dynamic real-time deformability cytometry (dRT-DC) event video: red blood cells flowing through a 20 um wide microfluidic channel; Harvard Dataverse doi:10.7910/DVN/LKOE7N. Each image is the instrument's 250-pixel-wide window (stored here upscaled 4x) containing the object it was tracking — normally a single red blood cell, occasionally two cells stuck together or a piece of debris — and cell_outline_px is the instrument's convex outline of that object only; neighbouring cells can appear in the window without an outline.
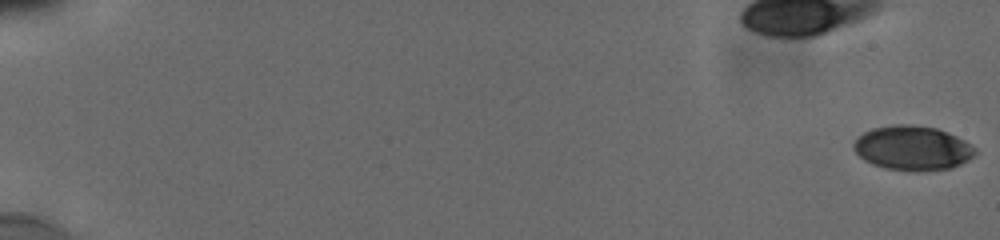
{"species": "human", "species_latin": "Homo sapiens", "temperature_condition": "cold", "stored_images_in_passage": 33, "camera_frame_rate_fps": 3000, "um_per_image_px": 0.085, "donor": {"sex": "male"}, "frame": {"image": 1, "passage_image": 1, "time_ms": 0.0, "image_size_px": [1000, 240], "cell_outline_px": [[976, 152], [968, 160], [952, 168], [884, 168], [872, 164], [864, 160], [852, 148], [852, 144], [864, 132], [872, 128], [896, 124], [908, 124], [936, 128], [956, 136], [964, 140], [976, 148]], "centroid_in_image_um": [77.54, 12.54], "position_along_channel_um": 7.5, "area_um2": 30.52}}
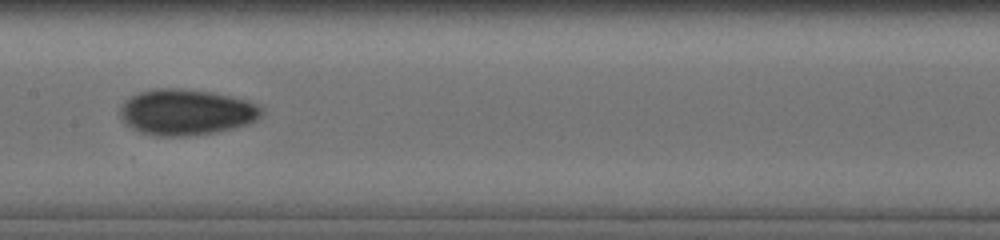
{"frame": {"image": 2, "passage_image": 14, "time_ms": 10.333, "image_size_px": [1000, 240], "cell_outline_px": [[264, 112], [256, 120], [248, 124], [236, 128], [216, 132], [188, 136], [156, 136], [140, 132], [124, 124], [120, 116], [120, 104], [124, 100], [140, 92], [156, 88], [180, 88], [212, 92], [248, 100], [260, 104]], "centroid_in_image_um": [15.84, 9.53], "position_along_channel_um": 191.6, "area_um2": 38.32}}
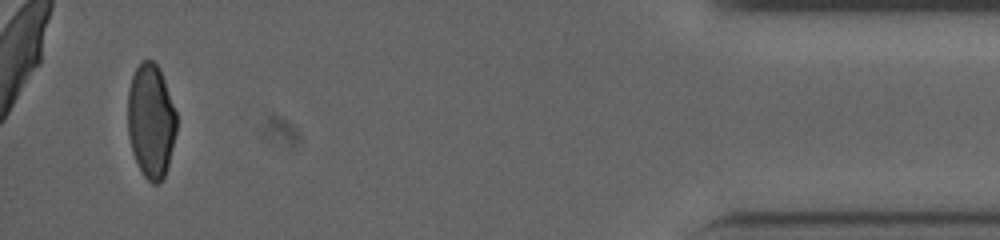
{"frame": {"image": 3, "passage_image": 31, "time_ms": 18.0, "image_size_px": [1000, 240], "cell_outline_px": [[176, 132], [168, 164], [164, 176], [156, 184], [152, 184], [144, 176], [132, 152], [128, 136], [128, 92], [132, 76], [136, 68], [144, 60], [152, 60], [160, 68], [176, 112]], "centroid_in_image_um": [12.82, 10.26], "position_along_channel_um": 422.4, "area_um2": 32.19}, "authors_computed_cell_mechanics": {"area_um2": 33.1772, "velocity_mm_per_s": 3.8356, "shape_relaxation_time_tau1_ms": null, "shape_relaxation_time_tau2_ms": 5.3841, "deformation_change_tau1": null, "deformation_change_tau2": 0.0645}}